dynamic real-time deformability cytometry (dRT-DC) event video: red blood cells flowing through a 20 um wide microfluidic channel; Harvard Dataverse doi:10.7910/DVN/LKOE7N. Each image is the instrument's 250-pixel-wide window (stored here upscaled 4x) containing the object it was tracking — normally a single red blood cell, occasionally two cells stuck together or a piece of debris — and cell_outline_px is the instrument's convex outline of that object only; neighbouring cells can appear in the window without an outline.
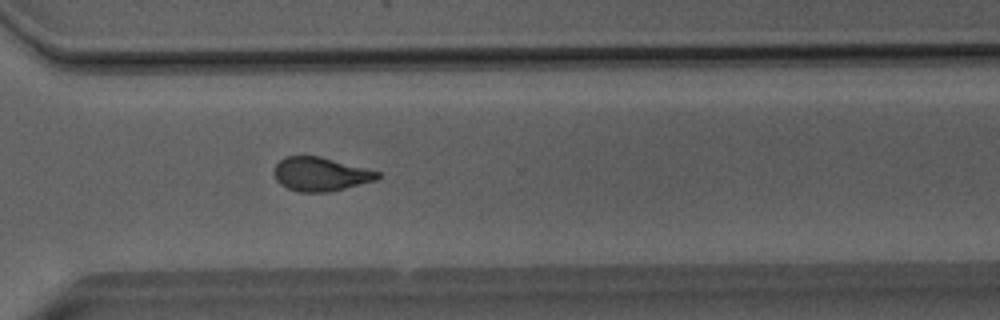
{"species": "Egyptian fruit bat (a non-hibernating species)", "species_latin": "Rousettus aegyptiacus", "temperature_condition": "room temperature", "stored_images_in_passage": 49, "camera_frame_rate_fps": 3000, "um_per_image_px": 0.085, "animal": {"sex": "male"}, "frame": {"image": 1, "passage_image": 35, "time_ms": 11.333, "image_size_px": [1000, 320], "cell_outline_px": [[380, 176], [376, 180], [328, 192], [300, 192], [288, 188], [280, 184], [276, 180], [272, 172], [276, 164], [284, 156], [320, 156], [380, 172]], "centroid_in_image_um": [27.2, 14.8], "position_along_channel_um": 343.4, "area_um2": 20.29}}
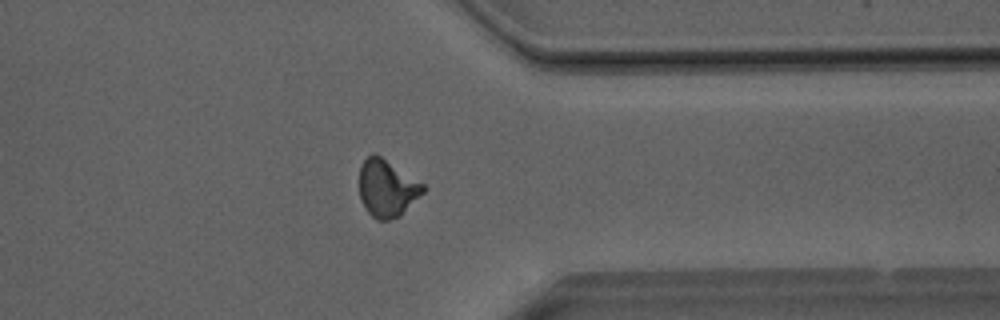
{"frame": {"image": 2, "passage_image": 38, "time_ms": 12.333, "image_size_px": [1000, 320], "cell_outline_px": [[424, 192], [400, 216], [388, 220], [376, 220], [364, 208], [360, 200], [360, 164], [372, 152], [376, 152], [424, 184]], "centroid_in_image_um": [32.87, 15.98], "position_along_channel_um": 378.5, "area_um2": 21.44}}
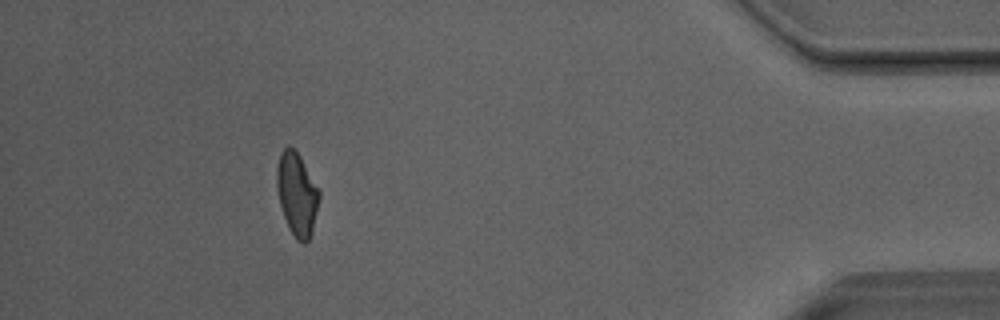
{"frame": {"image": 3, "passage_image": 44, "time_ms": 14.333, "image_size_px": [1000, 320], "cell_outline_px": [[320, 196], [312, 232], [308, 240], [304, 244], [296, 240], [288, 228], [280, 204], [276, 184], [276, 168], [280, 152], [288, 144], [300, 156], [320, 192]], "centroid_in_image_um": [25.22, 16.5], "position_along_channel_um": 410.0, "area_um2": 20.46}, "authors_computed_cell_mechanics": {"area_um2": 21.097, "velocity_mm_per_s": 4.0789, "shape_relaxation_time_tau1_ms": 6.7854, "shape_relaxation_time_tau2_ms": 1.5589, "deformation_change_tau1": 0.1512, "deformation_change_tau2": 0.0816}}